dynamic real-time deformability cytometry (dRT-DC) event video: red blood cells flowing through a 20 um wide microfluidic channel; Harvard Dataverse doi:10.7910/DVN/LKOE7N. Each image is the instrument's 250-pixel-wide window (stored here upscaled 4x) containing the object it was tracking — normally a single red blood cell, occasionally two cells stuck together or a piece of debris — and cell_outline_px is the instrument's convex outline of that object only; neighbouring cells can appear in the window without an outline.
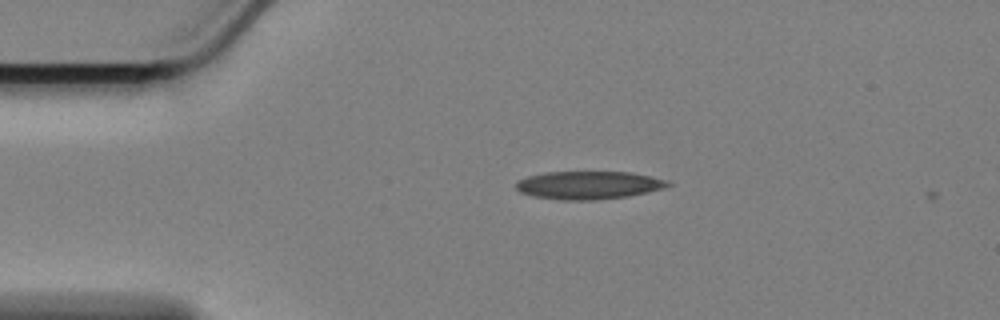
{"species": "Egyptian fruit bat (a non-hibernating species)", "species_latin": "Rousettus aegyptiacus", "temperature_condition": "cold", "stored_images_in_passage": 6, "camera_frame_rate_fps": 3000, "um_per_image_px": 0.085, "animal": {"sex": "female"}, "frame": {"image": 1, "passage_image": 2, "time_ms": 0.333, "image_size_px": [1000, 320], "cell_outline_px": [[672, 184], [664, 188], [648, 192], [628, 196], [596, 200], [560, 200], [532, 196], [520, 192], [516, 188], [516, 180], [528, 176], [548, 172], [632, 172], [668, 180]], "centroid_in_image_um": [50.03, 15.74], "position_along_channel_um": 35.0, "area_um2": 24.91}}